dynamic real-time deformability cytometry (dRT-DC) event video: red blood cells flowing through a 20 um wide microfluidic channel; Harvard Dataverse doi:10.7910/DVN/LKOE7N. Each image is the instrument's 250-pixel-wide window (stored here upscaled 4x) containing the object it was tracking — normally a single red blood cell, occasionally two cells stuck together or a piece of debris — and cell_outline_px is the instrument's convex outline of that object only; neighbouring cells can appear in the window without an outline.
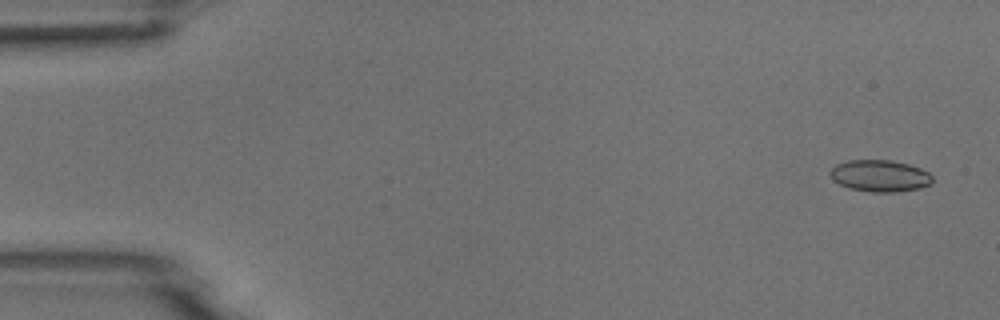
{"species": "common noctule bat (a hibernating species)", "species_latin": "Nyctalus noctula", "temperature_condition": "room temperature", "stored_images_in_passage": 11, "camera_frame_rate_fps": 3000, "um_per_image_px": 0.085, "animal": {"sex": "male", "body_mass_g": 18.8}, "frame": {"image": 1, "passage_image": 1, "time_ms": 0.0, "image_size_px": [1000, 320], "cell_outline_px": [[932, 180], [928, 184], [920, 188], [892, 192], [872, 192], [848, 188], [832, 180], [828, 172], [836, 164], [848, 160], [888, 160], [908, 164], [920, 168], [928, 172], [932, 176]], "centroid_in_image_um": [74.74, 14.94], "position_along_channel_um": 10.3, "area_um2": 18.84}}
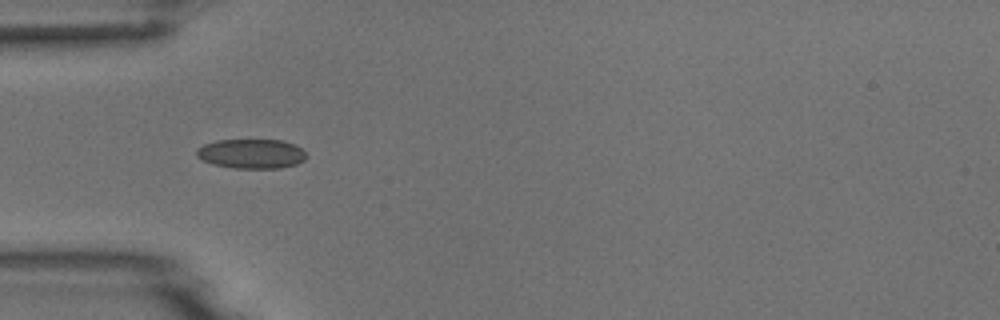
{"frame": {"image": 2, "passage_image": 5, "time_ms": 4.667, "image_size_px": [1000, 320], "cell_outline_px": [[304, 160], [296, 164], [280, 168], [236, 168], [212, 164], [196, 156], [196, 148], [204, 144], [216, 140], [280, 140], [296, 144], [304, 152]], "centroid_in_image_um": [21.34, 13.06], "position_along_channel_um": 63.7, "area_um2": 18.79}}
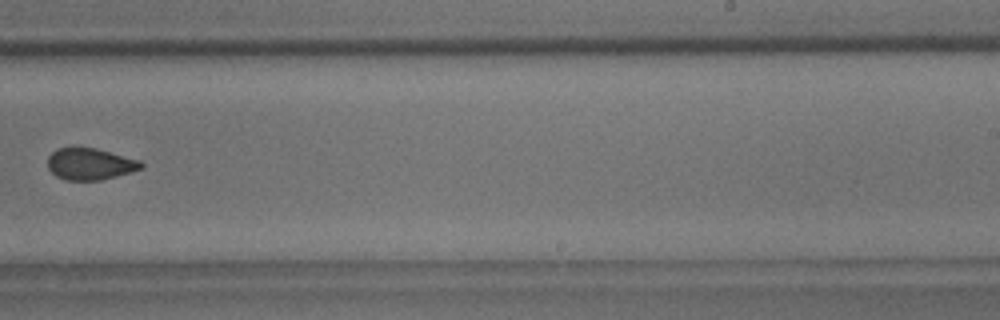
{"frame": {"image": 3, "passage_image": 10, "time_ms": 10.333, "image_size_px": [1000, 320], "cell_outline_px": [[144, 168], [116, 176], [100, 180], [68, 180], [56, 176], [48, 168], [48, 156], [56, 148], [96, 148], [140, 160], [144, 164]], "centroid_in_image_um": [7.67, 13.94], "position_along_channel_um": 281.3, "area_um2": 17.17}}